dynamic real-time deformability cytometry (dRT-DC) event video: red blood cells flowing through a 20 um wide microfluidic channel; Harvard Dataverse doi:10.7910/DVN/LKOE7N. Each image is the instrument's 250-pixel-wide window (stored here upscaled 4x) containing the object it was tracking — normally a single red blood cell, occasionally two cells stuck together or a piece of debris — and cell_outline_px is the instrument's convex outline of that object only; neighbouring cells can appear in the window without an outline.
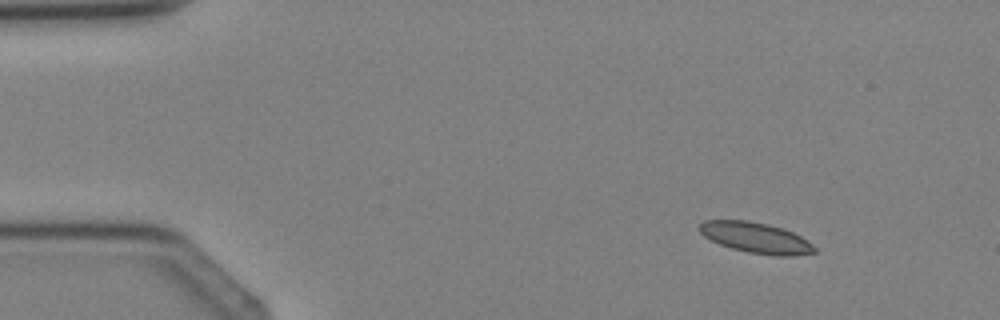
{"species": "Egyptian fruit bat (a non-hibernating species)", "species_latin": "Rousettus aegyptiacus", "temperature_condition": "cold", "stored_images_in_passage": 3, "camera_frame_rate_fps": 3000, "um_per_image_px": 0.085, "animal": {"sex": "female"}, "frame": {"image": 1, "passage_image": 1, "time_ms": 0.0, "image_size_px": [1000, 320], "cell_outline_px": [[816, 252], [792, 256], [780, 256], [748, 252], [732, 248], [720, 244], [704, 236], [700, 232], [700, 224], [704, 220], [748, 220], [768, 224], [784, 228], [808, 240], [816, 248]], "centroid_in_image_um": [64.28, 20.2], "position_along_channel_um": 20.7, "area_um2": 20.46}}